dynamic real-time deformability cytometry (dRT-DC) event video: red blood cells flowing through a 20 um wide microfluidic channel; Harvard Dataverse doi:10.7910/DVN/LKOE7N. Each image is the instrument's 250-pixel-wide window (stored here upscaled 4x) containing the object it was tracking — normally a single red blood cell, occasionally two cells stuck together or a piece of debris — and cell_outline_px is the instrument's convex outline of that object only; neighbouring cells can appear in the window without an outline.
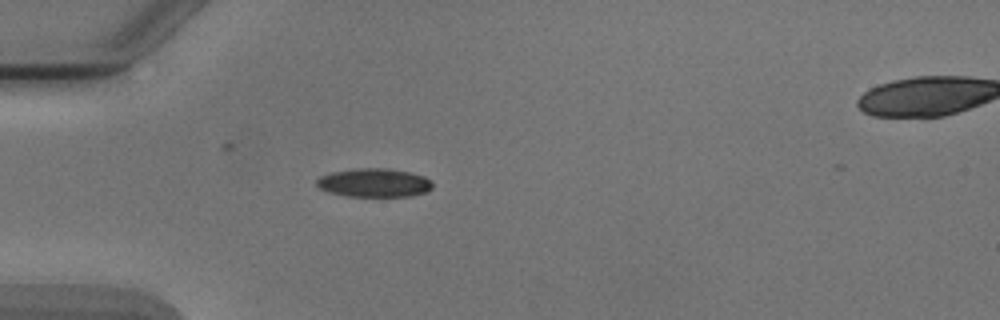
{"species": "Egyptian fruit bat (a non-hibernating species)", "species_latin": "Rousettus aegyptiacus", "temperature_condition": "cold", "stored_images_in_passage": 5, "segment_of_instrument_passage": [1, 2], "camera_frame_rate_fps": 3000, "um_per_image_px": 0.085, "animal": {"sex": "male"}, "frame": {"image": 1, "passage_image": 4, "time_ms": 3.667, "image_size_px": [1000, 320], "cell_outline_px": [[432, 188], [424, 192], [412, 196], [348, 196], [328, 192], [320, 188], [316, 184], [316, 180], [320, 176], [332, 172], [356, 168], [388, 168], [412, 172], [424, 176], [432, 180]], "centroid_in_image_um": [31.82, 15.52], "position_along_channel_um": 53.2, "area_um2": 19.42}}